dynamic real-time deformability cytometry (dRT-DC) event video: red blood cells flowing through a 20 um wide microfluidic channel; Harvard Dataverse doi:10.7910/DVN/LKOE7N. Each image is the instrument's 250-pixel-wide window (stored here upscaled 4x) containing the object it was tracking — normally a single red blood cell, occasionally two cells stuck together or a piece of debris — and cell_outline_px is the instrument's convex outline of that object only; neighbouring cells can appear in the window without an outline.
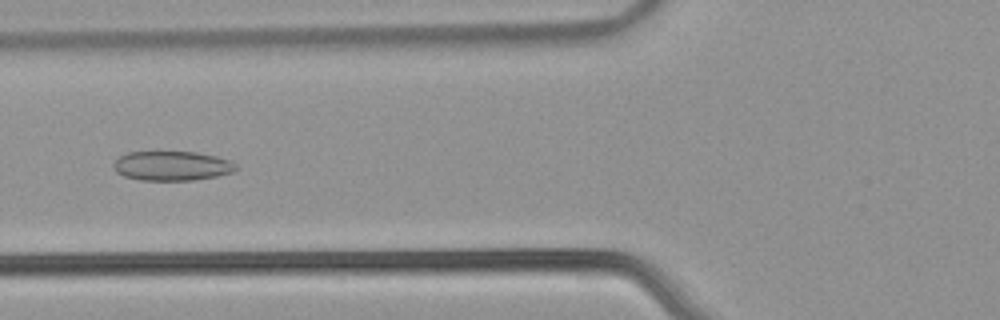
{"species": "common noctule bat (a hibernating species)", "species_latin": "Nyctalus noctula", "temperature_condition": "warm", "stored_images_in_passage": 51, "camera_frame_rate_fps": 3000, "um_per_image_px": 0.085, "animal": {"sex": "male", "body_mass_g": 21.5, "forearm_length_mm": 52.0}, "frame": {"image": 1, "passage_image": 22, "time_ms": 7.0, "image_size_px": [1000, 320], "cell_outline_px": [[240, 168], [232, 172], [216, 176], [192, 180], [140, 180], [124, 176], [116, 172], [112, 168], [112, 164], [120, 156], [128, 152], [196, 152], [216, 156], [228, 160], [236, 164]], "centroid_in_image_um": [14.6, 14.1], "position_along_channel_um": 111.2, "area_um2": 21.04}}
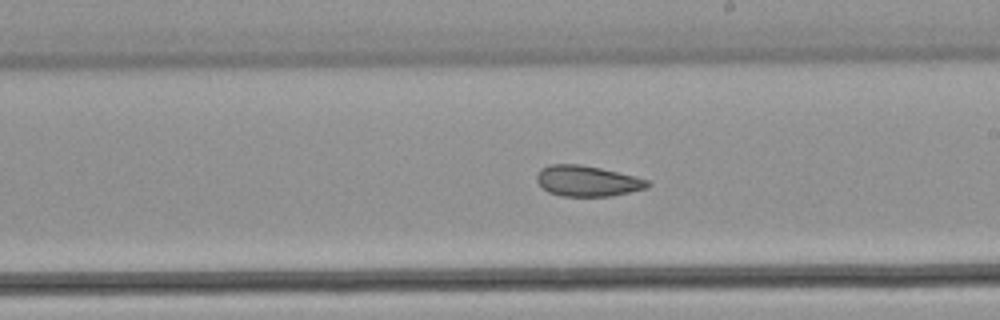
{"frame": {"image": 2, "passage_image": 32, "time_ms": 10.333, "image_size_px": [1000, 320], "cell_outline_px": [[652, 184], [648, 188], [612, 196], [560, 196], [548, 192], [540, 188], [536, 180], [536, 176], [540, 168], [548, 164], [580, 164], [600, 168], [648, 180]], "centroid_in_image_um": [49.87, 15.39], "position_along_channel_um": 239.1, "area_um2": 20.0}}
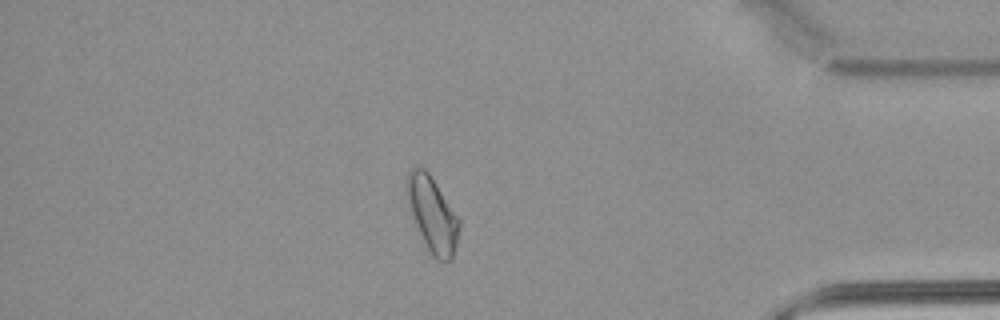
{"frame": {"image": 3, "passage_image": 47, "time_ms": 15.333, "image_size_px": [1000, 320], "cell_outline_px": [[460, 228], [452, 260], [436, 260], [432, 256], [416, 224], [412, 212], [408, 196], [408, 172], [412, 168], [424, 168], [428, 172], [460, 220]], "centroid_in_image_um": [36.8, 18.26], "position_along_channel_um": 398.4, "area_um2": 21.85}}